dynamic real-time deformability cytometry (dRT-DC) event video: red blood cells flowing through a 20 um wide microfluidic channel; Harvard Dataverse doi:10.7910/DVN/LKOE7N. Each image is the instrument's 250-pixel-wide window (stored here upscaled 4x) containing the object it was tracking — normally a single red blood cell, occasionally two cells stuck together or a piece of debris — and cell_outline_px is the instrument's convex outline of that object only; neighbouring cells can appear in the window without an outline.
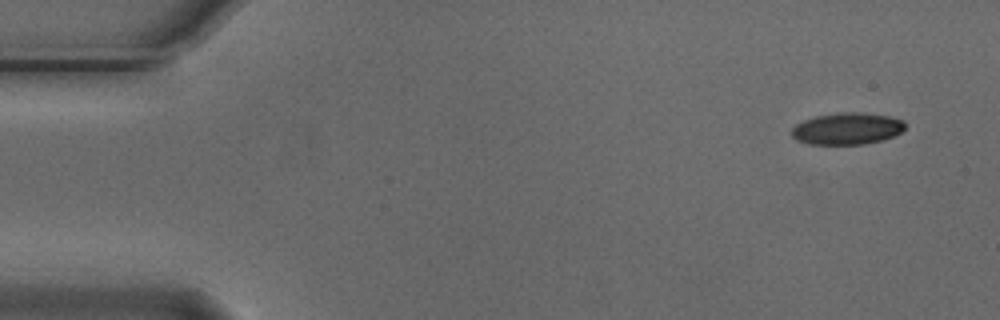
{"species": "Egyptian fruit bat (a non-hibernating species)", "species_latin": "Rousettus aegyptiacus", "temperature_condition": "cold", "stored_images_in_passage": 8, "camera_frame_rate_fps": 3000, "um_per_image_px": 0.085, "animal": {"sex": "male"}, "frame": {"image": 1, "passage_image": 1, "time_ms": 0.0, "image_size_px": [1000, 320], "cell_outline_px": [[904, 128], [900, 132], [892, 136], [880, 140], [864, 144], [808, 144], [796, 140], [792, 136], [792, 128], [796, 124], [804, 120], [816, 116], [836, 112], [860, 112], [888, 116], [904, 120]], "centroid_in_image_um": [71.97, 10.92], "position_along_channel_um": 13.0, "area_um2": 20.92}}
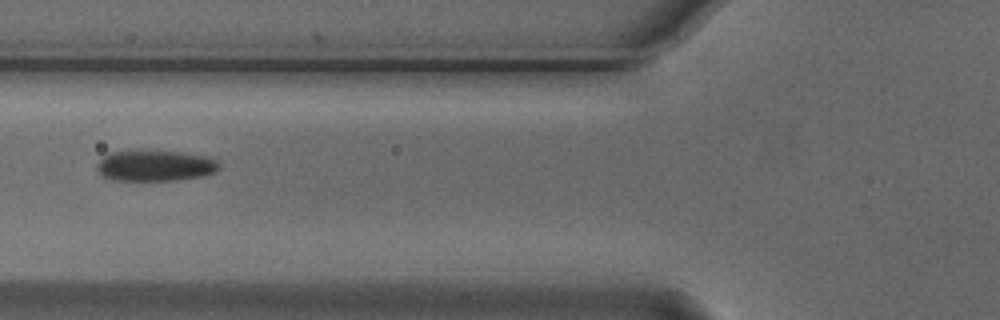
{"frame": {"image": 2, "passage_image": 5, "time_ms": 1.333, "image_size_px": [1000, 320], "cell_outline_px": [[220, 168], [216, 172], [204, 176], [176, 180], [112, 180], [100, 176], [96, 168], [96, 164], [108, 152], [184, 152], [208, 156], [216, 160], [220, 164]], "centroid_in_image_um": [13.21, 14.1], "position_along_channel_um": 112.6, "area_um2": 21.96}}
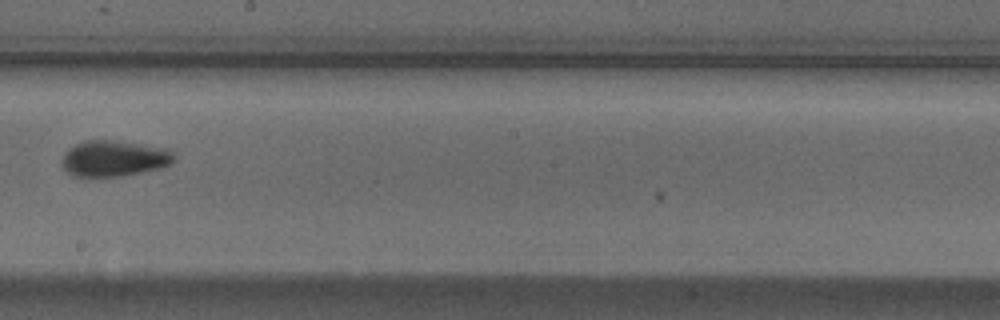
{"frame": {"image": 3, "passage_image": 8, "time_ms": 2.333, "image_size_px": [1000, 320], "cell_outline_px": [[176, 160], [172, 164], [164, 168], [124, 176], [72, 176], [60, 164], [60, 160], [64, 152], [68, 148], [84, 140], [112, 140], [172, 148], [176, 156]], "centroid_in_image_um": [9.76, 13.46], "position_along_channel_um": 238.4, "area_um2": 24.22}}